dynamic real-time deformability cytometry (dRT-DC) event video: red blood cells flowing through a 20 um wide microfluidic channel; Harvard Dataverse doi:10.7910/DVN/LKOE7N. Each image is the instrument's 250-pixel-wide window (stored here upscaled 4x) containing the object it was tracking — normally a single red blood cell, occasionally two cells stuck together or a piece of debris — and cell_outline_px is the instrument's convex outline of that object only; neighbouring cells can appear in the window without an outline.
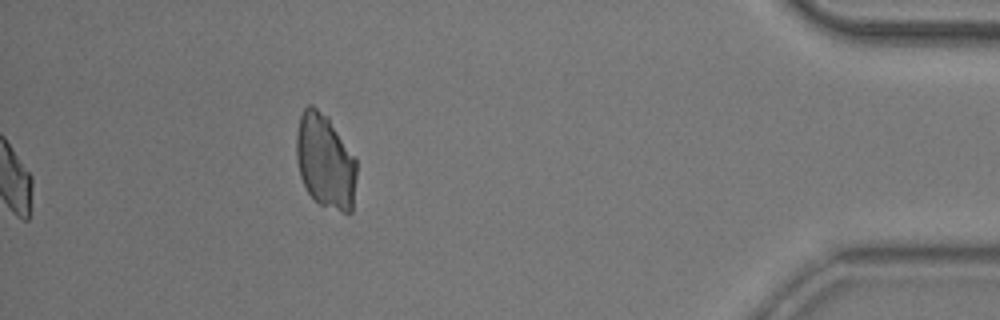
{"species": "common noctule bat (a hibernating species)", "species_latin": "Nyctalus noctula", "temperature_condition": "room temperature", "stored_images_in_passage": 37, "camera_frame_rate_fps": 3000, "um_per_image_px": 0.085, "animal": {"sex": "male", "body_mass_g": 20.5, "forearm_length_mm": 52.5}, "frame": {"image": 1, "passage_image": 37, "time_ms": 12.0, "image_size_px": [1000, 320], "cell_outline_px": [[356, 176], [352, 212], [344, 212], [320, 204], [308, 192], [300, 176], [296, 160], [296, 136], [300, 116], [304, 108], [308, 104], [312, 104], [328, 116], [356, 160]], "centroid_in_image_um": [27.63, 13.68], "position_along_channel_um": 407.6, "area_um2": 33.0}}